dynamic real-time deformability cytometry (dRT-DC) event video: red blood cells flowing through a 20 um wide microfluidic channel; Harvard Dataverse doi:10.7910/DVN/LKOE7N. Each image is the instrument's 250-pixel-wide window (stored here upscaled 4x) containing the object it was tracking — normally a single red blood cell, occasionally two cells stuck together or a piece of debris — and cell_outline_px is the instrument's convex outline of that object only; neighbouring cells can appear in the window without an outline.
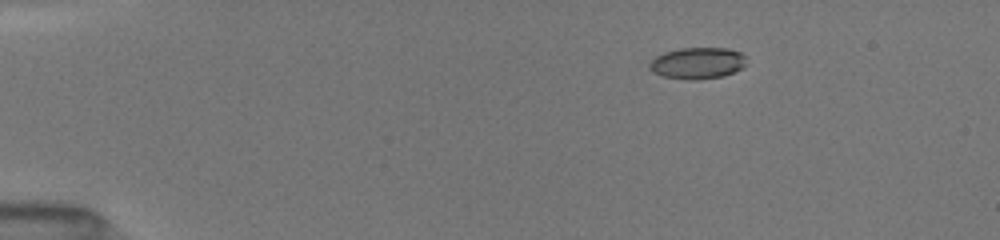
{"species": "common noctule bat (a hibernating species)", "species_latin": "Nyctalus noctula", "temperature_condition": "room temperature", "stored_images_in_passage": 14, "camera_frame_rate_fps": 3000, "um_per_image_px": 0.085, "animal": {"sex": "female", "body_mass_g": 19.5, "forearm_length_mm": 54.1}, "frame": {"image": 1, "passage_image": 6, "time_ms": 2.667, "image_size_px": [1000, 240], "cell_outline_px": [[748, 64], [744, 68], [724, 76], [700, 80], [688, 80], [664, 76], [652, 72], [648, 68], [648, 64], [656, 56], [664, 52], [680, 48], [728, 48], [740, 52], [744, 56]], "centroid_in_image_um": [59.31, 5.37], "position_along_channel_um": 25.7, "area_um2": 18.09}}
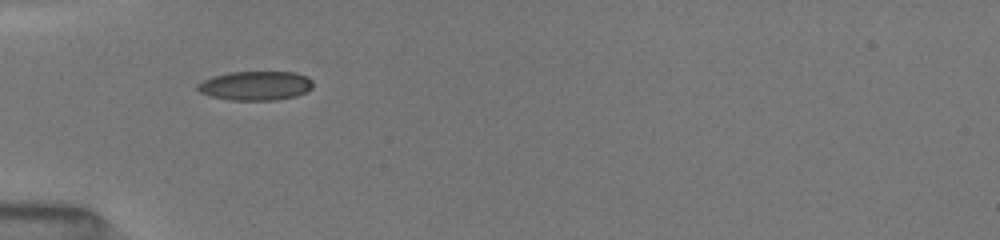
{"frame": {"image": 2, "passage_image": 11, "time_ms": 5.667, "image_size_px": [1000, 240], "cell_outline_px": [[312, 88], [296, 96], [272, 100], [228, 100], [212, 96], [200, 92], [196, 88], [196, 84], [212, 76], [228, 72], [296, 72], [308, 76], [312, 80]], "centroid_in_image_um": [21.71, 7.27], "position_along_channel_um": 63.3, "area_um2": 19.65}}
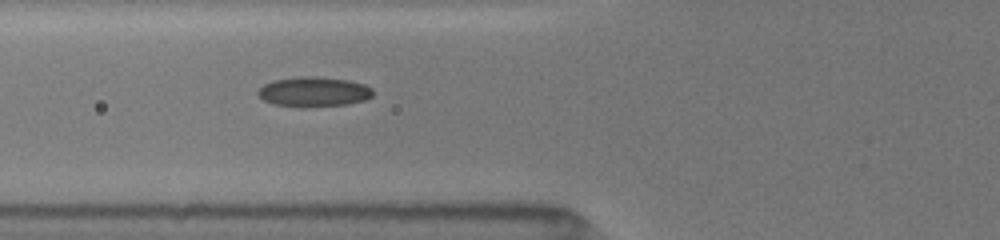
{"frame": {"image": 3, "passage_image": 13, "time_ms": 6.667, "image_size_px": [1000, 240], "cell_outline_px": [[372, 96], [364, 100], [348, 104], [304, 108], [300, 108], [276, 104], [264, 100], [256, 92], [264, 84], [272, 80], [300, 76], [316, 76], [348, 80], [364, 84], [372, 88]], "centroid_in_image_um": [26.66, 7.8], "position_along_channel_um": 99.1, "area_um2": 20.17}}